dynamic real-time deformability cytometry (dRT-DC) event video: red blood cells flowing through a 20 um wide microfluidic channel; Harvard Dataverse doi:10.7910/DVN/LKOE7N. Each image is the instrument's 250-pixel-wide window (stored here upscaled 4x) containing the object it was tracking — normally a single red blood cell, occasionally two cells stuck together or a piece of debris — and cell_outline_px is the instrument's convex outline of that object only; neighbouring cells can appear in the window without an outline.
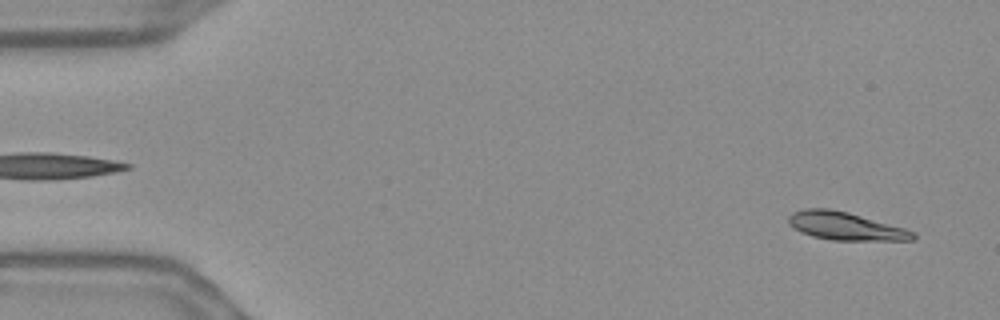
{"species": "Egyptian fruit bat (a non-hibernating species)", "species_latin": "Rousettus aegyptiacus", "temperature_condition": "warm", "stored_images_in_passage": 9, "camera_frame_rate_fps": 3000, "um_per_image_px": 0.085, "frame": {"image": 1, "passage_image": 2, "time_ms": 0.333, "image_size_px": [1000, 320], "cell_outline_px": [[916, 236], [912, 240], [832, 240], [812, 236], [800, 232], [788, 224], [788, 216], [792, 212], [804, 208], [828, 208], [848, 212], [904, 228], [916, 232]], "centroid_in_image_um": [71.82, 19.21], "position_along_channel_um": 13.2, "area_um2": 20.29}}